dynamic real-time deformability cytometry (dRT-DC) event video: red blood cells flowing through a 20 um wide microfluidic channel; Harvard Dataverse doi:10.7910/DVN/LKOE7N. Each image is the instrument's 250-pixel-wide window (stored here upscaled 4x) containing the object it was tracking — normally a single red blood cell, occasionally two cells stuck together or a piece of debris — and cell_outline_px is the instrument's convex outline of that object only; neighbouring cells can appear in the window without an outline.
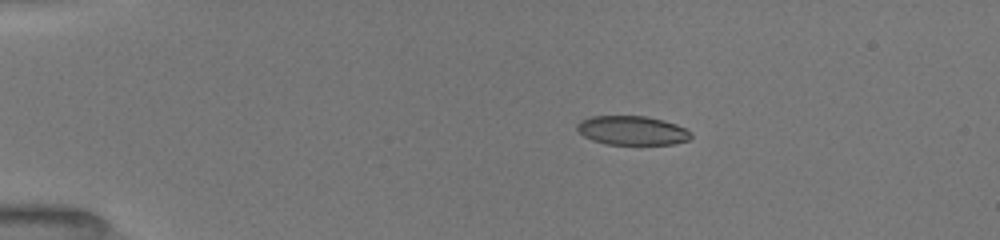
{"species": "common noctule bat (a hibernating species)", "species_latin": "Nyctalus noctula", "temperature_condition": "room temperature", "stored_images_in_passage": 8, "camera_frame_rate_fps": 3000, "um_per_image_px": 0.085, "animal": {"sex": "female", "body_mass_g": 19.5, "forearm_length_mm": 54.1}, "frame": {"image": 1, "passage_image": 3, "time_ms": 2.333, "image_size_px": [1000, 240], "cell_outline_px": [[692, 136], [688, 140], [672, 144], [608, 144], [592, 140], [584, 136], [576, 128], [576, 124], [580, 120], [592, 116], [644, 116], [664, 120], [676, 124], [692, 132]], "centroid_in_image_um": [53.73, 11.08], "position_along_channel_um": 31.3, "area_um2": 19.25}}
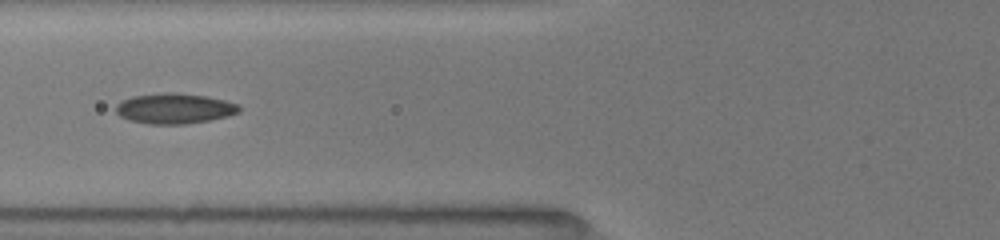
{"frame": {"image": 2, "passage_image": 7, "time_ms": 6.0, "image_size_px": [1000, 240], "cell_outline_px": [[240, 112], [228, 116], [208, 120], [184, 124], [148, 124], [128, 120], [120, 116], [116, 112], [116, 104], [120, 100], [132, 96], [164, 92], [172, 92], [208, 96], [240, 104]], "centroid_in_image_um": [14.81, 9.21], "position_along_channel_um": 111.0, "area_um2": 22.02}}
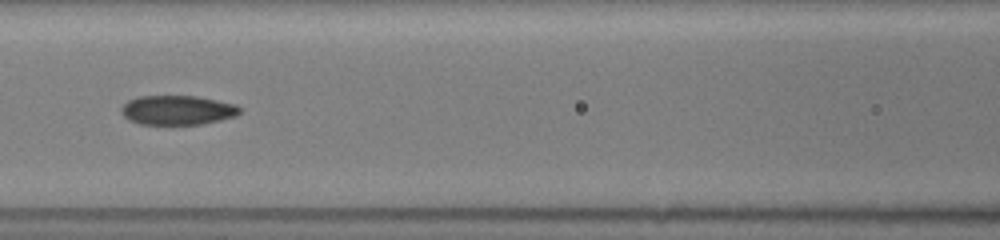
{"frame": {"image": 3, "passage_image": 8, "time_ms": 7.0, "image_size_px": [1000, 240], "cell_outline_px": [[244, 108], [236, 116], [220, 120], [200, 124], [140, 124], [128, 120], [120, 112], [120, 108], [128, 100], [136, 96], [196, 96], [236, 104]], "centroid_in_image_um": [15.08, 9.35], "position_along_channel_um": 151.5, "area_um2": 20.46}}